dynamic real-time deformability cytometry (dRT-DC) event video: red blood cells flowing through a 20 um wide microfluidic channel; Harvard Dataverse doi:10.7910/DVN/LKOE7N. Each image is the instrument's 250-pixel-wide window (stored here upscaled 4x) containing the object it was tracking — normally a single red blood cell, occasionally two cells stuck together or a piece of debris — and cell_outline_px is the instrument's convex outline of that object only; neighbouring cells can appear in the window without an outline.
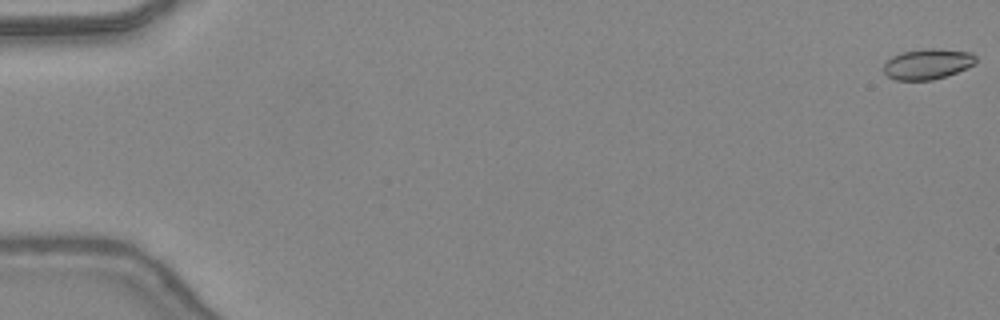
{"species": "common noctule bat (a hibernating species)", "species_latin": "Nyctalus noctula", "temperature_condition": "warm", "stored_images_in_passage": 7, "camera_frame_rate_fps": 3000, "um_per_image_px": 0.085, "animal": {"sex": "female", "body_mass_g": 24.6, "forearm_length_mm": 56.2}, "frame": {"image": 1, "passage_image": 1, "time_ms": 0.0, "image_size_px": [1000, 320], "cell_outline_px": [[976, 64], [956, 72], [932, 80], [896, 80], [888, 76], [884, 72], [884, 64], [892, 56], [900, 52], [924, 48], [936, 48], [972, 52], [976, 56]], "centroid_in_image_um": [78.85, 5.42], "position_along_channel_um": 6.2, "area_um2": 16.47}}